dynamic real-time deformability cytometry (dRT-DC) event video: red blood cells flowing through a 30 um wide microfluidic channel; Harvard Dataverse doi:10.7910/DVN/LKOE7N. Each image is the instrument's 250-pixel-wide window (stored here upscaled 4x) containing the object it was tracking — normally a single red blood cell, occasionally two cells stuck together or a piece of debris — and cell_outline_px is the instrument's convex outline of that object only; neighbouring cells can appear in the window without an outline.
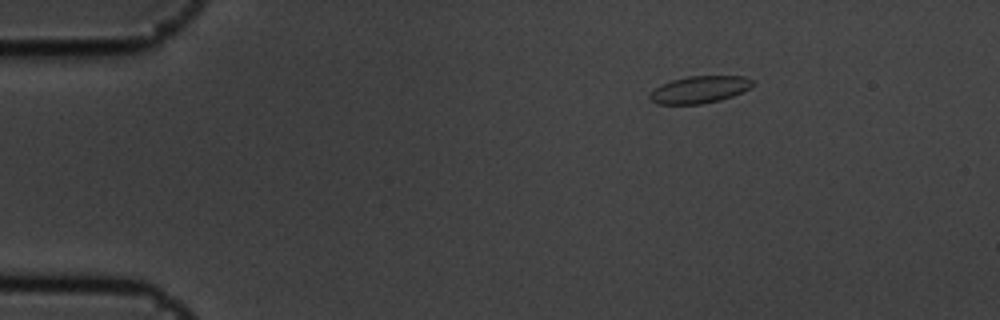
{"species": "common noctule bat (a hibernating species)", "species_latin": "Nyctalus noctula", "temperature_condition": "cold", "stored_images_in_passage": 3, "camera_frame_rate_fps": 3000, "um_per_image_px": 0.085, "animal": {"sex": "male", "body_mass_g": 19.5, "forearm_length_mm": 54.6}, "frame": {"image": 1, "passage_image": 1, "time_ms": 0.0, "image_size_px": [1000, 320], "cell_outline_px": [[752, 88], [732, 96], [720, 100], [700, 104], [656, 104], [648, 96], [660, 84], [672, 80], [688, 76], [744, 76], [752, 80]], "centroid_in_image_um": [59.47, 7.61], "position_along_channel_um": 25.5, "area_um2": 16.18}}